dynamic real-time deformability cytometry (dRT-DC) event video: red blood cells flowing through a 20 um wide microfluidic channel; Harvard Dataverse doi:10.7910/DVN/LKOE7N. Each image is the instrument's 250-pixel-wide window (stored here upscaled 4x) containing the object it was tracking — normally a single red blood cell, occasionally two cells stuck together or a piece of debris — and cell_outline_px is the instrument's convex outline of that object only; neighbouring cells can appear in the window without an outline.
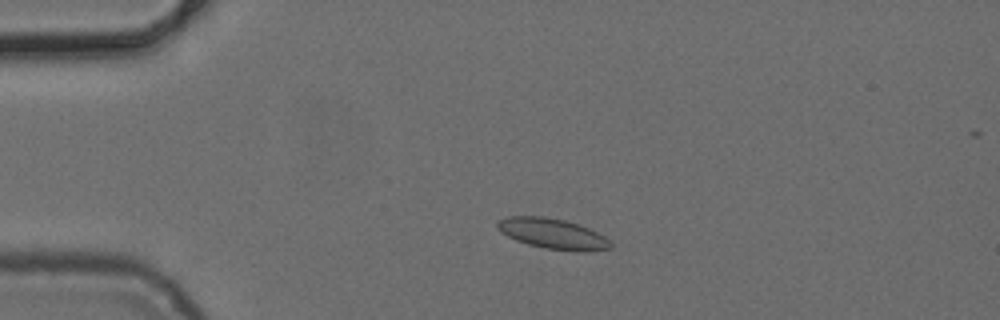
{"species": "common noctule bat (a hibernating species)", "species_latin": "Nyctalus noctula", "temperature_condition": "cold", "stored_images_in_passage": 4, "camera_frame_rate_fps": 3000, "um_per_image_px": 0.085, "animal": {"sex": "female", "body_mass_g": 24.6, "forearm_length_mm": 56.2}, "frame": {"image": 1, "passage_image": 3, "time_ms": 2.333, "image_size_px": [1000, 320], "cell_outline_px": [[612, 248], [584, 252], [572, 252], [544, 248], [528, 244], [516, 240], [500, 232], [496, 228], [496, 220], [508, 216], [544, 216], [564, 220], [580, 224], [604, 236], [612, 244]], "centroid_in_image_um": [46.95, 19.87], "position_along_channel_um": 38.0, "area_um2": 20.35}}